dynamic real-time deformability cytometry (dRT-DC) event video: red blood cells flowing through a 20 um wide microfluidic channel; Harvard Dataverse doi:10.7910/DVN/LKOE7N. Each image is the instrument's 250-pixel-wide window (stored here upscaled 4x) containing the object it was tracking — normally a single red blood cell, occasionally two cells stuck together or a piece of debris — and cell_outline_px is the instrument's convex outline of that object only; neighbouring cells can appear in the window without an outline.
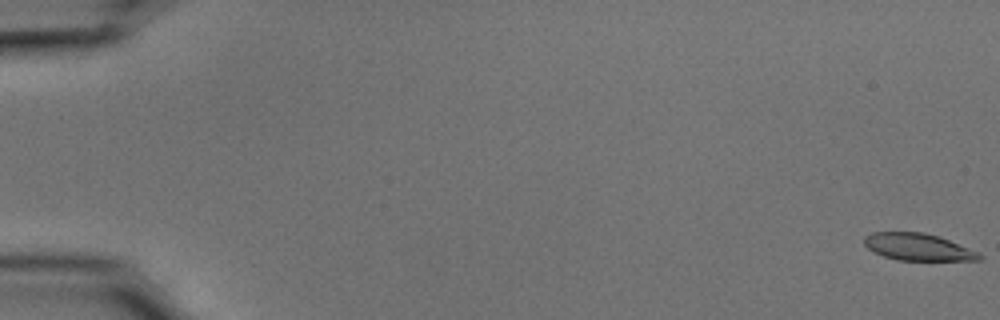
{"species": "common noctule bat (a hibernating species)", "species_latin": "Nyctalus noctula", "temperature_condition": "cold", "stored_images_in_passage": 56, "camera_frame_rate_fps": 3000, "um_per_image_px": 0.085, "animal": {"sex": "male", "body_mass_g": 15.6}, "frame": {"image": 1, "passage_image": 1, "time_ms": 0.0, "image_size_px": [1000, 320], "cell_outline_px": [[984, 256], [980, 260], [896, 260], [884, 256], [868, 248], [864, 244], [864, 236], [872, 232], [924, 232], [948, 240], [980, 252]], "centroid_in_image_um": [78.04, 20.99], "position_along_channel_um": 7.0, "area_um2": 18.03}}
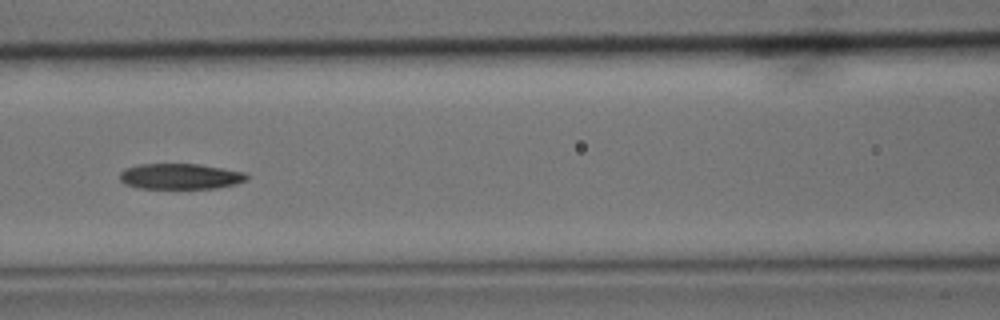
{"frame": {"image": 2, "passage_image": 26, "time_ms": 8.333, "image_size_px": [1000, 320], "cell_outline_px": [[248, 180], [236, 184], [216, 188], [136, 188], [124, 184], [120, 180], [120, 172], [124, 168], [140, 164], [200, 164], [248, 172]], "centroid_in_image_um": [15.35, 14.99], "position_along_channel_um": 151.3, "area_um2": 19.25}}
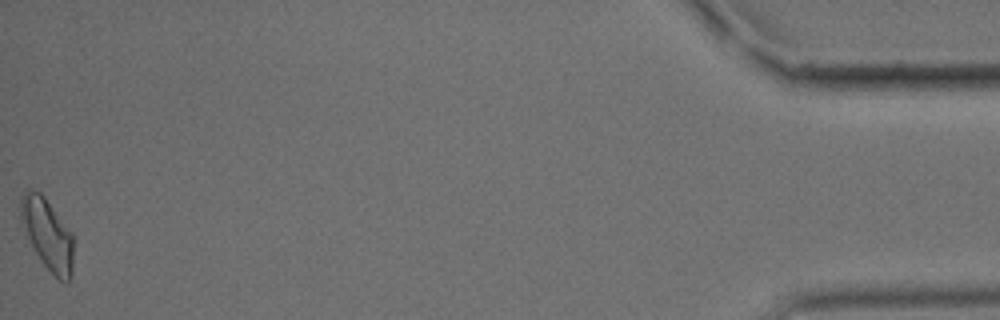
{"frame": {"image": 3, "passage_image": 56, "time_ms": 18.333, "image_size_px": [1000, 320], "cell_outline_px": [[72, 276], [68, 284], [60, 280], [44, 264], [36, 252], [20, 224], [20, 196], [24, 192], [32, 188], [40, 192], [44, 196], [72, 232]], "centroid_in_image_um": [4.01, 19.87], "position_along_channel_um": 431.2, "area_um2": 21.79}, "authors_computed_cell_mechanics": {"area_um2": 19.9699, "velocity_mm_per_s": 3.681, "shape_relaxation_time_tau1_ms": 4.7758, "shape_relaxation_time_tau2_ms": 4.6519, "deformation_change_tau1": 0.1428, "deformation_change_tau2": 0.1186}}